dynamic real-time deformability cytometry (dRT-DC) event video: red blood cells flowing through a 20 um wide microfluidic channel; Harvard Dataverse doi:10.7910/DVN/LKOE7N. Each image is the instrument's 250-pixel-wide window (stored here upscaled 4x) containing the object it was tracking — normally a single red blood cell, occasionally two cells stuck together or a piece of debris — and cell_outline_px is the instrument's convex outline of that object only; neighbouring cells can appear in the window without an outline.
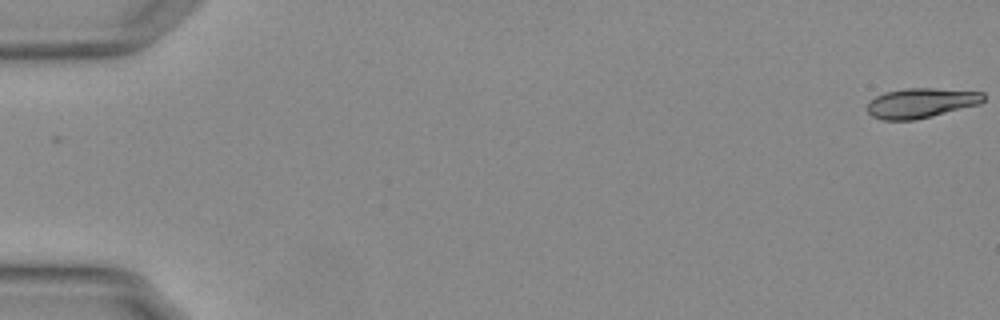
{"species": "Egyptian fruit bat (a non-hibernating species)", "species_latin": "Rousettus aegyptiacus", "temperature_condition": "warm", "stored_images_in_passage": 56, "camera_frame_rate_fps": 3000, "um_per_image_px": 0.085, "animal": {"sex": "female"}, "frame": {"image": 1, "passage_image": 1, "time_ms": 0.0, "image_size_px": [1000, 320], "cell_outline_px": [[984, 100], [980, 104], [912, 120], [884, 120], [872, 116], [868, 112], [868, 104], [876, 96], [884, 92], [904, 88], [932, 88], [984, 92]], "centroid_in_image_um": [78.28, 8.74], "position_along_channel_um": 6.7, "area_um2": 19.94}}
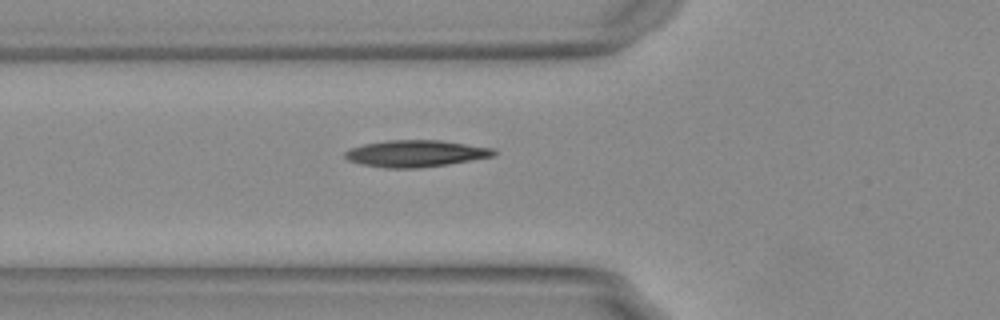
{"frame": {"image": 2, "passage_image": 21, "time_ms": 6.667, "image_size_px": [1000, 320], "cell_outline_px": [[496, 152], [492, 156], [448, 164], [420, 168], [384, 168], [360, 164], [348, 160], [344, 156], [344, 152], [348, 148], [364, 144], [388, 140], [440, 140], [492, 148]], "centroid_in_image_um": [35.26, 13.05], "position_along_channel_um": 90.5, "area_um2": 23.12}}
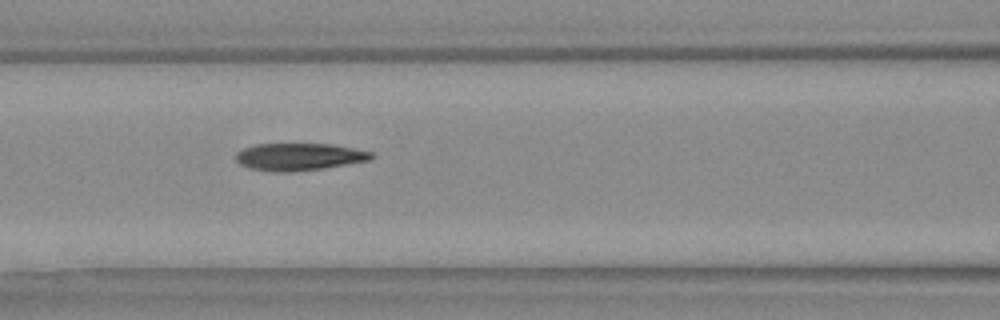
{"frame": {"image": 3, "passage_image": 25, "time_ms": 8.0, "image_size_px": [1000, 320], "cell_outline_px": [[376, 156], [372, 160], [320, 168], [292, 172], [272, 172], [248, 168], [240, 164], [236, 160], [236, 152], [244, 148], [256, 144], [332, 144], [372, 152]], "centroid_in_image_um": [25.41, 13.33], "position_along_channel_um": 141.2, "area_um2": 21.56}, "authors_computed_cell_mechanics": {"area_um2": 21.4438, "velocity_mm_per_s": 3.7521, "shape_relaxation_time_tau1_ms": null, "shape_relaxation_time_tau2_ms": 5.1111, "deformation_change_tau1": null, "deformation_change_tau2": 0.1255}}